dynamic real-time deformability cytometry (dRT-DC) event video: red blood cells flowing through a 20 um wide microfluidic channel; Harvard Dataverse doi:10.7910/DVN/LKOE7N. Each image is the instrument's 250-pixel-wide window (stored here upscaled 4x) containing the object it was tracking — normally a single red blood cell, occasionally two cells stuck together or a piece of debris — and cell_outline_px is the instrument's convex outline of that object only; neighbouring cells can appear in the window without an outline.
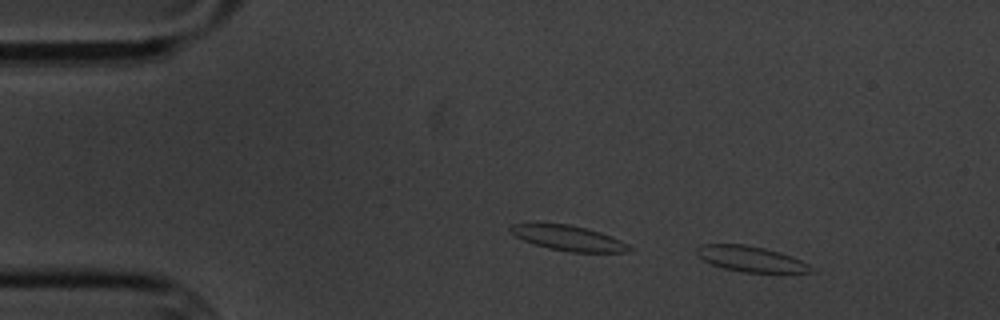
{"species": "common noctule bat (a hibernating species)", "species_latin": "Nyctalus noctula", "temperature_condition": "cold", "stored_images_in_passage": 6, "camera_frame_rate_fps": 3000, "um_per_image_px": 0.085, "animal": {"sex": "male", "body_mass_g": 20.1, "forearm_length_mm": 53.5}, "frame": {"image": 1, "passage_image": 3, "time_ms": 2.333, "image_size_px": [1000, 320], "cell_outline_px": [[812, 272], [744, 272], [724, 268], [712, 264], [696, 256], [696, 248], [700, 244], [744, 244], [764, 248], [780, 252], [792, 256], [808, 264], [812, 268]], "centroid_in_image_um": [63.77, 21.99], "position_along_channel_um": 21.2, "area_um2": 16.88}}